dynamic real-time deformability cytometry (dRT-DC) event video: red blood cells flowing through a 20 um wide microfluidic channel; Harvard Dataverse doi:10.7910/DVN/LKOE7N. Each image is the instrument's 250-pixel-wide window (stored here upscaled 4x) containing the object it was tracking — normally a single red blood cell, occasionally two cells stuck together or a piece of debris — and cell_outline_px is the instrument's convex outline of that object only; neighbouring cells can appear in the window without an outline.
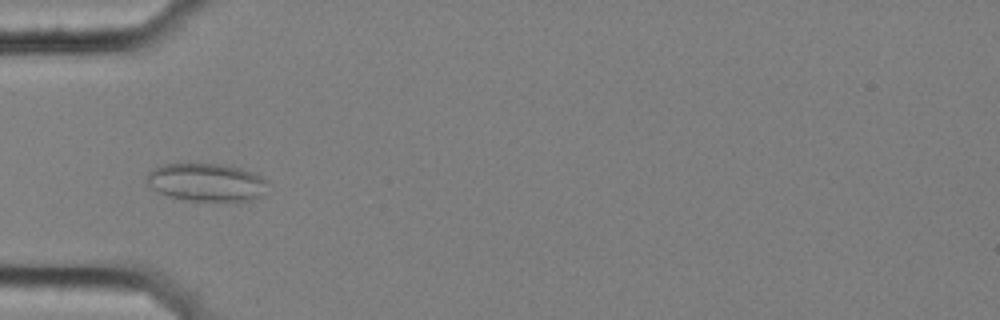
{"species": "common noctule bat (a hibernating species)", "species_latin": "Nyctalus noctula", "temperature_condition": "cold", "stored_images_in_passage": 43, "camera_frame_rate_fps": 3000, "um_per_image_px": 0.085, "animal": {"sex": "female", "body_mass_g": 25.1}, "frame": {"image": 1, "passage_image": 5, "time_ms": 1.333, "image_size_px": [1000, 320], "cell_outline_px": [[268, 180], [264, 196], [256, 200], [236, 204], [180, 200], [168, 196], [152, 188], [148, 184], [148, 172], [152, 168], [176, 160], [224, 164], [240, 168], [252, 172]], "centroid_in_image_um": [17.59, 15.51], "position_along_channel_um": 67.4, "area_um2": 28.73}}
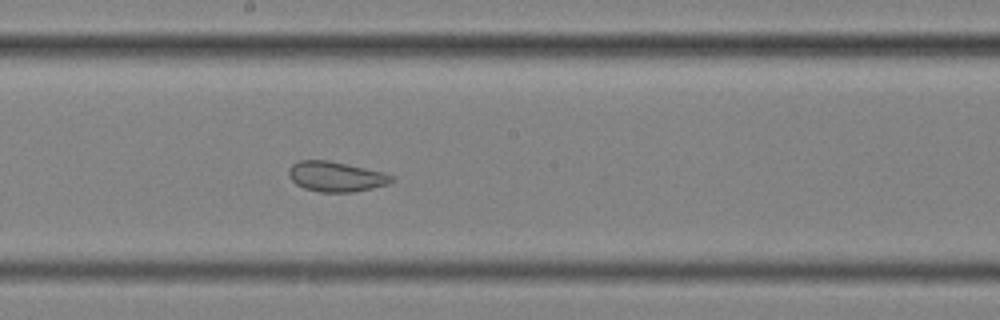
{"frame": {"image": 2, "passage_image": 18, "time_ms": 5.667, "image_size_px": [1000, 320], "cell_outline_px": [[396, 180], [388, 184], [372, 188], [352, 192], [320, 192], [304, 188], [296, 184], [288, 176], [288, 168], [292, 164], [300, 160], [328, 160], [348, 164], [384, 172], [396, 176]], "centroid_in_image_um": [28.58, 15.0], "position_along_channel_um": 219.6, "area_um2": 18.26}}
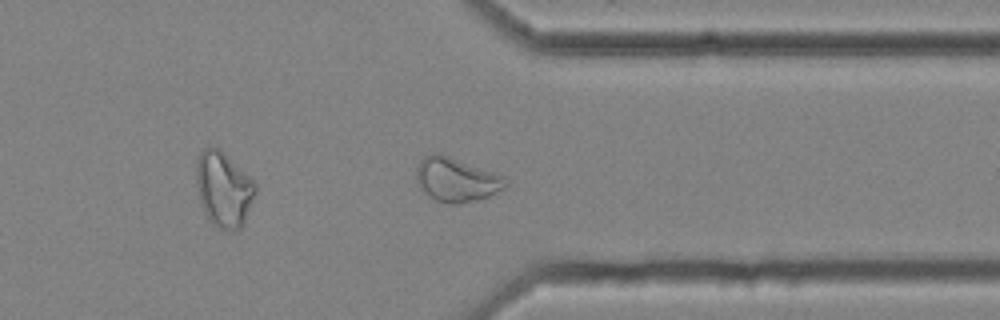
{"frame": {"image": 3, "passage_image": 31, "time_ms": 10.0, "image_size_px": [1000, 320], "cell_outline_px": [[508, 184], [504, 188], [480, 200], [456, 204], [448, 204], [436, 200], [420, 188], [416, 180], [416, 168], [420, 160], [424, 156], [432, 152], [440, 152], [504, 176], [508, 180]], "centroid_in_image_um": [38.78, 15.25], "position_along_channel_um": 372.6, "area_um2": 23.12}, "authors_computed_cell_mechanics": {"area_um2": 21.7906, "velocity_mm_per_s": 3.5391, "shape_relaxation_time_tau1_ms": null, "shape_relaxation_time_tau2_ms": 1.0204, "deformation_change_tau1": null, "deformation_change_tau2": 0.0693}}